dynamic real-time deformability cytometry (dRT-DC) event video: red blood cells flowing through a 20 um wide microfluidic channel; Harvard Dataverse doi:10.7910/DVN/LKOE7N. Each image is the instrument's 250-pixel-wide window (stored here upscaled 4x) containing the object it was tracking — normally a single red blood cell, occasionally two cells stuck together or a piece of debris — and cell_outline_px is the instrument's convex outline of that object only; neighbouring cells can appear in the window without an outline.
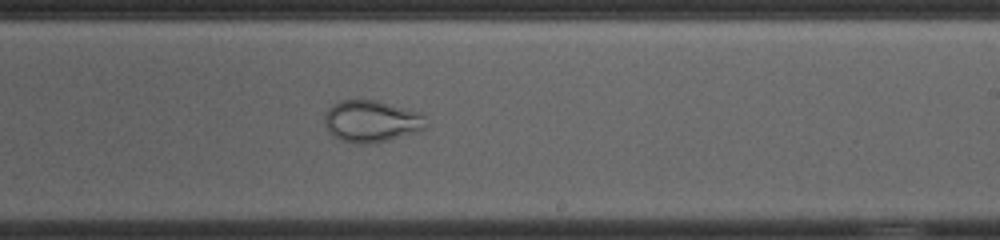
{"species": "common noctule bat (a hibernating species)", "species_latin": "Nyctalus noctula", "temperature_condition": "cold", "stored_images_in_passage": 53, "camera_frame_rate_fps": 3000, "um_per_image_px": 0.085, "animal": {"sex": "female", "body_mass_g": 23.0, "forearm_length_mm": 53.4}, "frame": {"image": 1, "passage_image": 31, "time_ms": 10.0, "image_size_px": [1000, 240], "cell_outline_px": [[424, 128], [388, 140], [368, 144], [352, 144], [340, 140], [332, 136], [324, 124], [324, 116], [328, 108], [332, 104], [340, 100], [376, 100], [420, 112], [424, 116]], "centroid_in_image_um": [31.48, 10.3], "position_along_channel_um": 257.5, "area_um2": 24.62}}
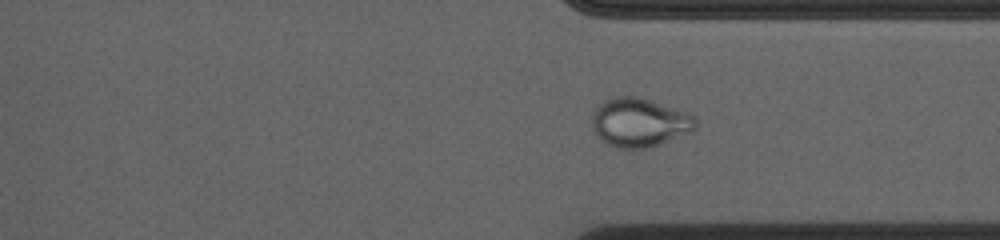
{"frame": {"image": 2, "passage_image": 39, "time_ms": 12.667, "image_size_px": [1000, 240], "cell_outline_px": [[696, 128], [692, 132], [644, 148], [616, 148], [608, 144], [592, 128], [592, 116], [596, 108], [604, 100], [616, 96], [636, 96], [688, 112], [696, 120]], "centroid_in_image_um": [54.35, 10.39], "position_along_channel_um": 357.1, "area_um2": 29.02}}
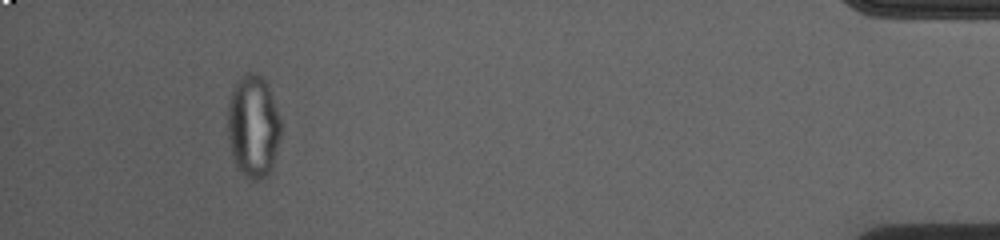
{"frame": {"image": 3, "passage_image": 49, "time_ms": 16.0, "image_size_px": [1000, 240], "cell_outline_px": [[280, 136], [272, 168], [260, 180], [252, 180], [244, 176], [236, 164], [232, 152], [228, 136], [228, 104], [236, 80], [244, 72], [252, 72], [264, 76], [280, 116]], "centroid_in_image_um": [21.53, 10.69], "position_along_channel_um": 413.7, "area_um2": 31.73}}